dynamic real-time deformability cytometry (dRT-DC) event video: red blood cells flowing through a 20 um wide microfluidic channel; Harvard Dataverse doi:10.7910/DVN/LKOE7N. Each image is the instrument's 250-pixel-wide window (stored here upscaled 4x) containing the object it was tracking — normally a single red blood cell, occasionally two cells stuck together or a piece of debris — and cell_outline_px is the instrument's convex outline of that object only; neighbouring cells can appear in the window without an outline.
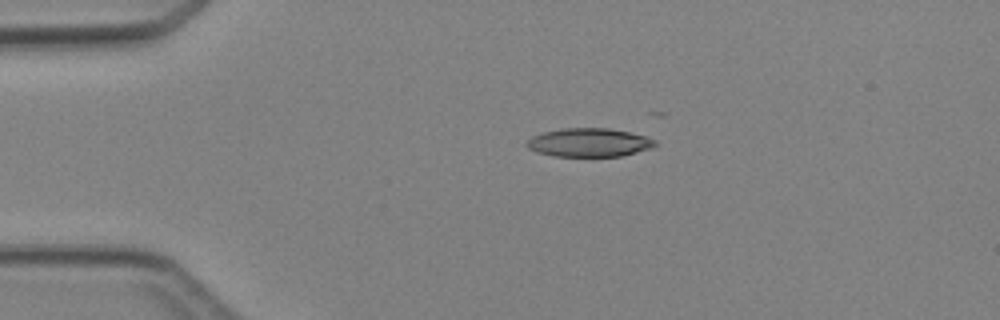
{"species": "Egyptian fruit bat (a non-hibernating species)", "species_latin": "Rousettus aegyptiacus", "temperature_condition": "cold", "stored_images_in_passage": 2, "camera_frame_rate_fps": 3000, "um_per_image_px": 0.085, "animal": {"sex": "female"}, "frame": {"image": 1, "passage_image": 1, "time_ms": 0.0, "image_size_px": [1000, 320], "cell_outline_px": [[656, 144], [652, 148], [620, 156], [552, 156], [536, 152], [528, 148], [524, 144], [532, 136], [544, 132], [564, 128], [608, 128], [628, 132], [644, 136], [656, 140]], "centroid_in_image_um": [50.04, 12.12], "position_along_channel_um": 35.0, "area_um2": 21.27}}